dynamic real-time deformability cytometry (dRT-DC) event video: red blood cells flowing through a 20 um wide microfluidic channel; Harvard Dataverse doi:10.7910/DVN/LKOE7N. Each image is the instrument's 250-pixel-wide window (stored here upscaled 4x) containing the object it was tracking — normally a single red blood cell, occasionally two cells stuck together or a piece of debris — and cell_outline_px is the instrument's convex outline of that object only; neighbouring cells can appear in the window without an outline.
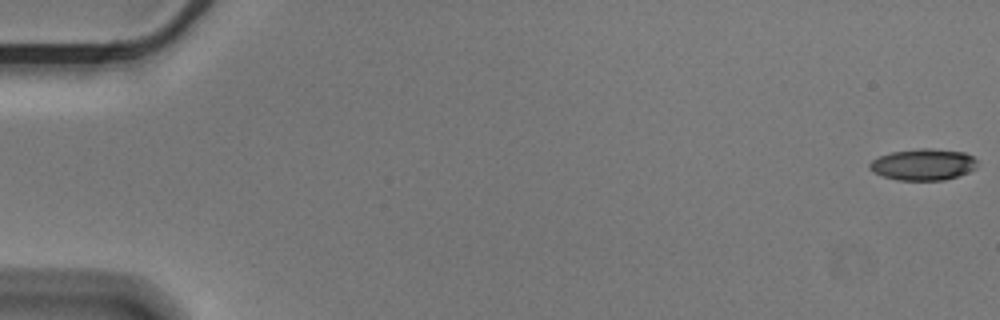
{"species": "Egyptian fruit bat (a non-hibernating species)", "species_latin": "Rousettus aegyptiacus", "temperature_condition": "cold", "stored_images_in_passage": 57, "camera_frame_rate_fps": 3000, "um_per_image_px": 0.085, "animal": {"sex": "male"}, "frame": {"image": 1, "passage_image": 1, "time_ms": 0.0, "image_size_px": [1000, 320], "cell_outline_px": [[976, 168], [968, 172], [944, 180], [896, 180], [872, 172], [868, 168], [868, 164], [872, 160], [880, 156], [892, 152], [920, 148], [928, 148], [964, 152], [972, 156], [976, 160]], "centroid_in_image_um": [78.44, 13.98], "position_along_channel_um": 6.6, "area_um2": 19.65}}
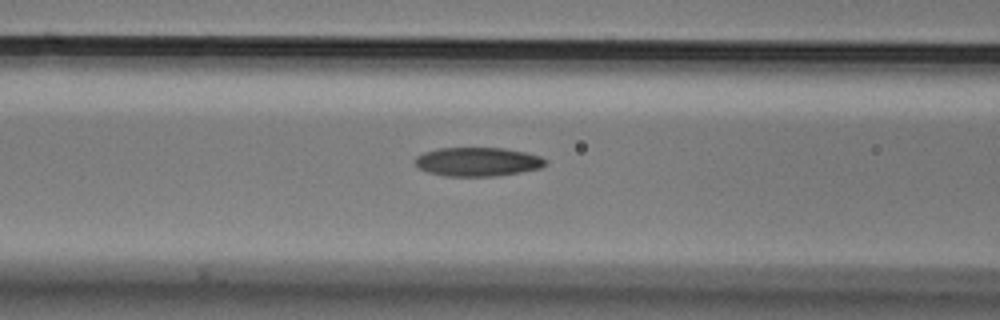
{"frame": {"image": 2, "passage_image": 24, "time_ms": 7.667, "image_size_px": [1000, 320], "cell_outline_px": [[548, 164], [540, 168], [520, 172], [496, 176], [444, 176], [428, 172], [420, 168], [412, 160], [416, 156], [424, 152], [440, 148], [504, 148], [524, 152], [540, 156], [548, 160]], "centroid_in_image_um": [40.61, 13.75], "position_along_channel_um": 126.0, "area_um2": 22.02}}
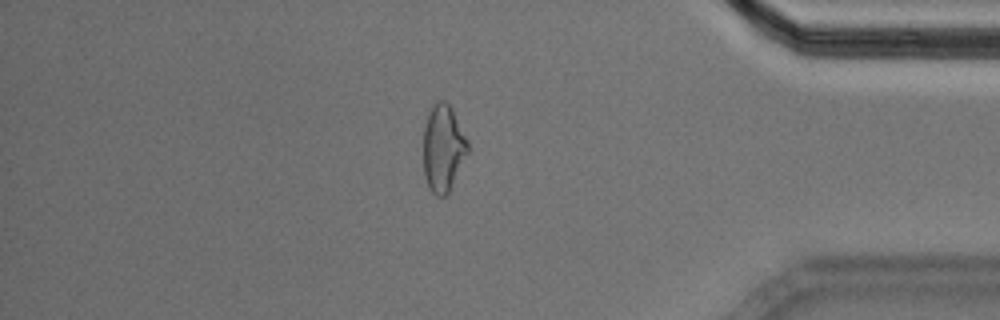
{"frame": {"image": 3, "passage_image": 49, "time_ms": 16.0, "image_size_px": [1000, 320], "cell_outline_px": [[468, 152], [448, 192], [444, 196], [436, 196], [428, 188], [424, 176], [424, 128], [428, 116], [436, 100], [444, 100], [452, 108], [468, 140]], "centroid_in_image_um": [37.66, 12.59], "position_along_channel_um": 397.5, "area_um2": 22.25}, "authors_computed_cell_mechanics": {"area_um2": 21.8484, "velocity_mm_per_s": 3.5982, "shape_relaxation_time_tau1_ms": 8.5107, "shape_relaxation_time_tau2_ms": 5.1282, "deformation_change_tau1": 0.1878, "deformation_change_tau2": 0.1341}}